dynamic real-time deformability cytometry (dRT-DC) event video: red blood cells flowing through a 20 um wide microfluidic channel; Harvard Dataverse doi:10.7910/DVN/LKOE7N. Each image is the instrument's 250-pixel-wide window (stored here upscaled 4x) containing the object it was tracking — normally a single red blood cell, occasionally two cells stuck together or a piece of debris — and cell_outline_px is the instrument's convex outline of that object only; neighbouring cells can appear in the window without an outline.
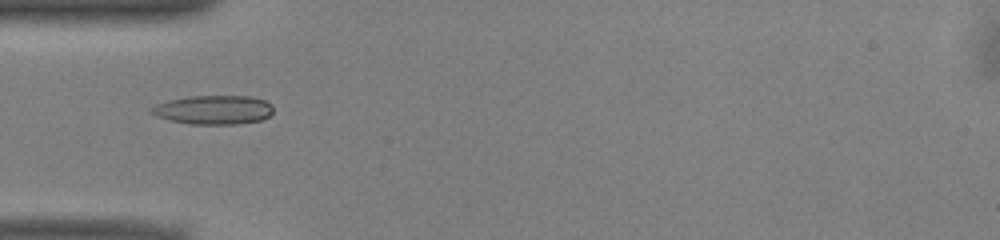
{"species": "common noctule bat (a hibernating species)", "species_latin": "Nyctalus noctula", "temperature_condition": "warm", "stored_images_in_passage": 32, "camera_frame_rate_fps": 3000, "um_per_image_px": 0.085, "animal": {"sex": "male", "body_mass_g": 13.0, "forearm_length_mm": 53.1}, "frame": {"image": 1, "passage_image": 2, "time_ms": 0.333, "image_size_px": [1000, 240], "cell_outline_px": [[272, 112], [268, 116], [260, 120], [240, 124], [188, 124], [156, 116], [148, 112], [148, 108], [156, 104], [168, 100], [188, 96], [252, 96], [264, 100], [272, 104]], "centroid_in_image_um": [18.12, 9.33], "position_along_channel_um": 66.9, "area_um2": 20.75}}
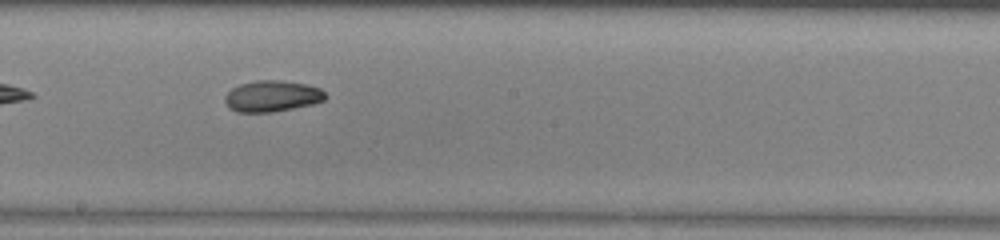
{"frame": {"image": 2, "passage_image": 14, "time_ms": 4.333, "image_size_px": [1000, 240], "cell_outline_px": [[328, 96], [324, 100], [312, 104], [272, 112], [236, 112], [228, 108], [224, 100], [224, 96], [232, 88], [240, 84], [256, 80], [280, 80], [304, 84], [320, 88]], "centroid_in_image_um": [23.1, 8.17], "position_along_channel_um": 225.1, "area_um2": 18.26}}
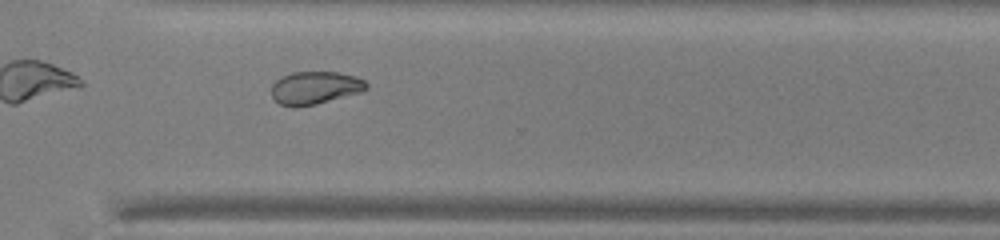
{"frame": {"image": 3, "passage_image": 23, "time_ms": 7.333, "image_size_px": [1000, 240], "cell_outline_px": [[368, 88], [360, 92], [316, 104], [296, 108], [292, 108], [280, 104], [272, 100], [272, 84], [276, 80], [292, 72], [336, 72], [356, 76], [364, 80], [368, 84]], "centroid_in_image_um": [26.75, 7.48], "position_along_channel_um": 343.9, "area_um2": 18.26}, "authors_computed_cell_mechanics": {"area_um2": 18.3226, "velocity_mm_per_s": 3.9617, "shape_relaxation_time_tau1_ms": 7.9678, "shape_relaxation_time_tau2_ms": 2.902, "deformation_change_tau1": 0.2141, "deformation_change_tau2": 0.0755}}